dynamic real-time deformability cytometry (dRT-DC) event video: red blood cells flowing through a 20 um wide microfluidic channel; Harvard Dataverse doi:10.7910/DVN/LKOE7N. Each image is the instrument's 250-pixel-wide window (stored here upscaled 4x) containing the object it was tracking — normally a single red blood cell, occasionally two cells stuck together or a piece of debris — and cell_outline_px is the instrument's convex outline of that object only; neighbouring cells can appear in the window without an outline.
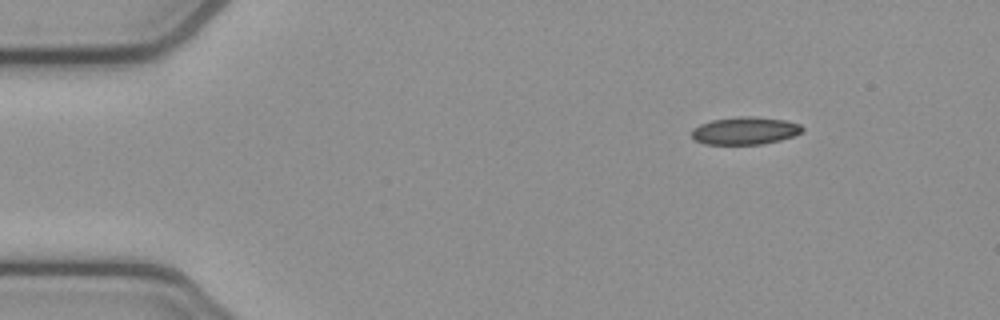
{"species": "common noctule bat (a hibernating species)", "species_latin": "Nyctalus noctula", "temperature_condition": "cold", "stored_images_in_passage": 7, "camera_frame_rate_fps": 3000, "um_per_image_px": 0.085, "animal": {"sex": "female", "body_mass_g": 21.9}, "frame": {"image": 1, "passage_image": 1, "time_ms": 0.0, "image_size_px": [1000, 320], "cell_outline_px": [[804, 128], [800, 132], [792, 136], [780, 140], [764, 144], [704, 144], [696, 140], [692, 136], [692, 128], [700, 124], [712, 120], [736, 116], [756, 116], [784, 120], [800, 124]], "centroid_in_image_um": [63.31, 11.1], "position_along_channel_um": 21.7, "area_um2": 17.8}}
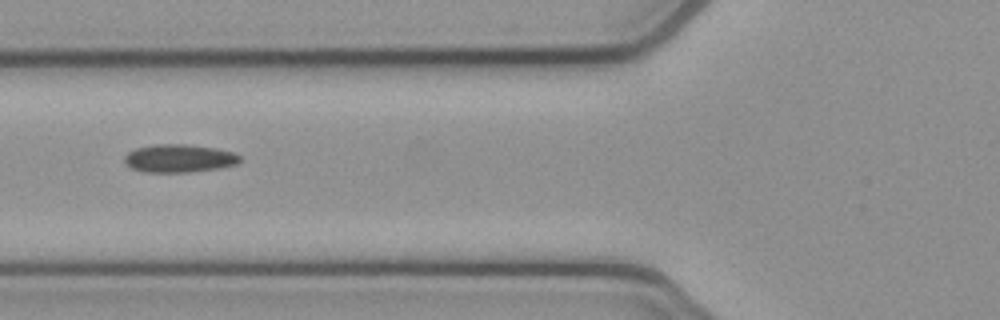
{"frame": {"image": 2, "passage_image": 4, "time_ms": 1.0, "image_size_px": [1000, 320], "cell_outline_px": [[240, 160], [236, 164], [220, 168], [188, 172], [144, 172], [132, 168], [124, 164], [124, 156], [128, 152], [136, 148], [156, 144], [188, 144], [216, 148], [232, 152], [240, 156]], "centroid_in_image_um": [15.2, 13.46], "position_along_channel_um": 110.6, "area_um2": 18.9}}
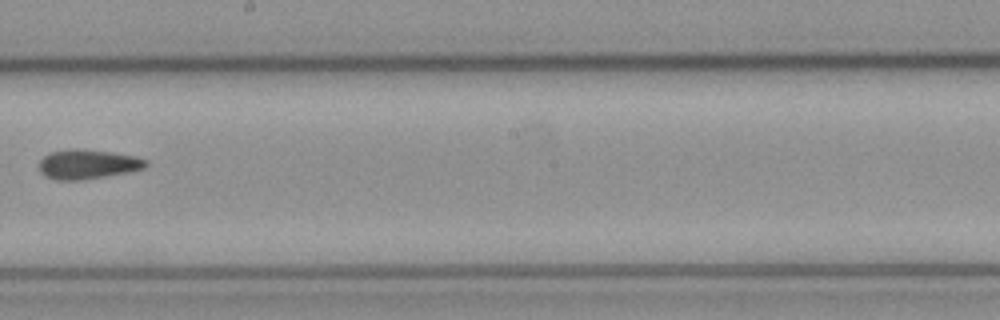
{"frame": {"image": 3, "passage_image": 7, "time_ms": 2.0, "image_size_px": [1000, 320], "cell_outline_px": [[148, 164], [144, 168], [128, 172], [80, 180], [56, 180], [44, 176], [40, 172], [40, 160], [48, 152], [76, 148], [112, 152], [132, 156], [148, 160]], "centroid_in_image_um": [7.42, 13.96], "position_along_channel_um": 240.8, "area_um2": 18.26}}